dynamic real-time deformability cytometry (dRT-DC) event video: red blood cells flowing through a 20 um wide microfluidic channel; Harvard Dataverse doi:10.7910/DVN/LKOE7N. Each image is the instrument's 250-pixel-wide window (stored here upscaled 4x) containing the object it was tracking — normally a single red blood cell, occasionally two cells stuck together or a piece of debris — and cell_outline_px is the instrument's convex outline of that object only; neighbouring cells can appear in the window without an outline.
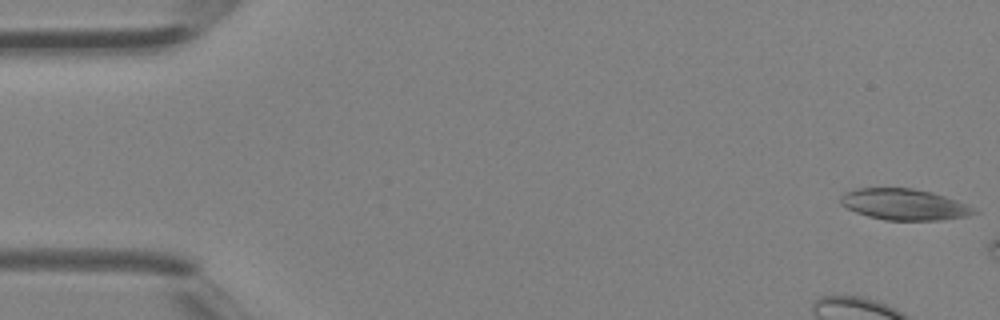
{"species": "Egyptian fruit bat (a non-hibernating species)", "species_latin": "Rousettus aegyptiacus", "temperature_condition": "room temperature", "stored_images_in_passage": 11, "camera_frame_rate_fps": 3000, "um_per_image_px": 0.085, "animal": {"sex": "female"}, "frame": {"image": 1, "passage_image": 1, "time_ms": 0.0, "image_size_px": [1000, 320], "cell_outline_px": [[980, 212], [968, 216], [940, 220], [884, 220], [868, 216], [856, 212], [840, 204], [840, 196], [844, 192], [856, 188], [912, 188], [932, 192], [956, 200], [976, 208]], "centroid_in_image_um": [76.87, 17.38], "position_along_channel_um": 8.1, "area_um2": 24.33}}